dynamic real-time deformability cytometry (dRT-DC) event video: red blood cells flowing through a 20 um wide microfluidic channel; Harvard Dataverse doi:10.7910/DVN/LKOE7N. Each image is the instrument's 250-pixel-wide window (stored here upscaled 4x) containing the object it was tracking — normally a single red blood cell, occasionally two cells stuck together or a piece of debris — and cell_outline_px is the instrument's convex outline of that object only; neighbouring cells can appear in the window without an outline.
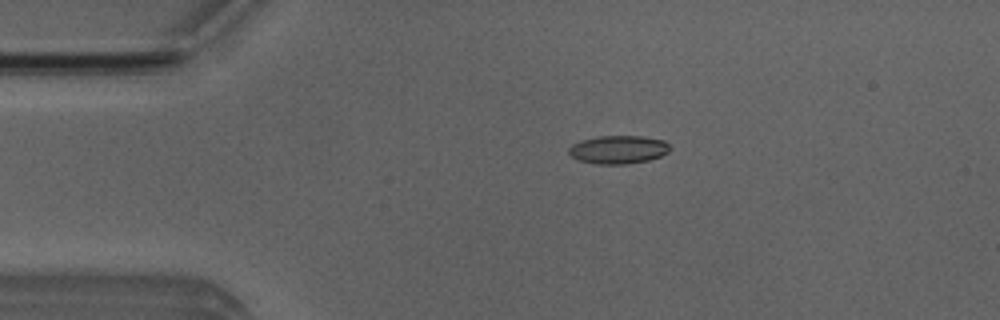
{"species": "Egyptian fruit bat (a non-hibernating species)", "species_latin": "Rousettus aegyptiacus", "temperature_condition": "room temperature", "stored_images_in_passage": 44, "camera_frame_rate_fps": 3000, "um_per_image_px": 0.085, "animal": {"sex": "male"}, "frame": {"image": 1, "passage_image": 2, "time_ms": 0.333, "image_size_px": [1000, 320], "cell_outline_px": [[668, 152], [660, 156], [648, 160], [628, 164], [596, 164], [580, 160], [572, 156], [568, 152], [568, 148], [572, 144], [580, 140], [600, 136], [644, 136], [664, 140], [668, 144]], "centroid_in_image_um": [52.54, 12.71], "position_along_channel_um": 32.5, "area_um2": 16.59}}
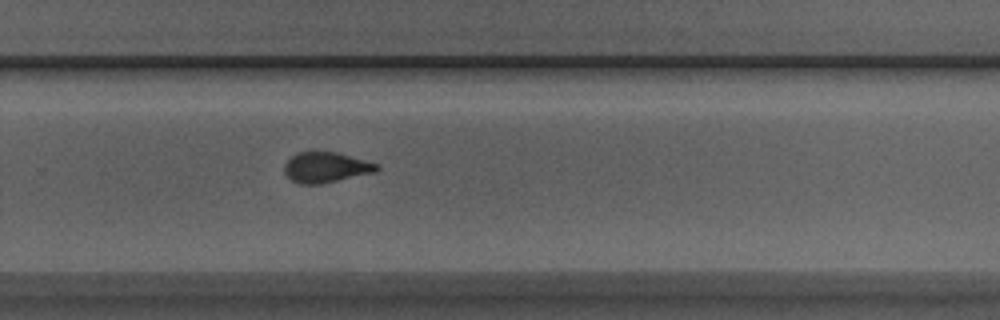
{"frame": {"image": 2, "passage_image": 26, "time_ms": 8.333, "image_size_px": [1000, 320], "cell_outline_px": [[380, 168], [376, 172], [320, 184], [300, 184], [292, 180], [284, 172], [284, 164], [296, 152], [336, 152], [364, 160], [376, 164]], "centroid_in_image_um": [27.68, 14.23], "position_along_channel_um": 302.1, "area_um2": 16.18}}
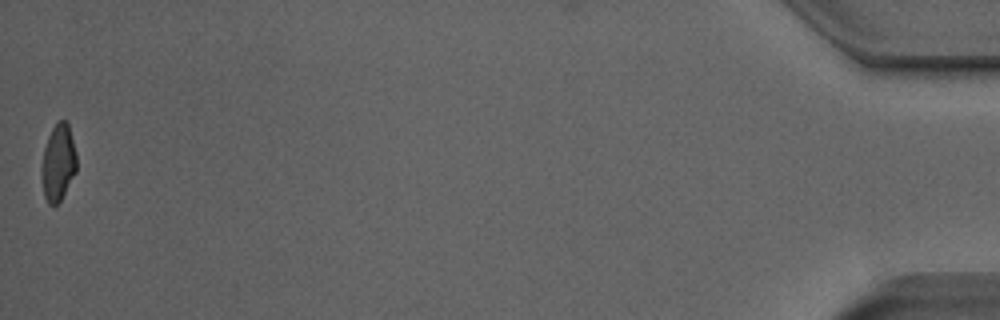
{"frame": {"image": 3, "passage_image": 44, "time_ms": 14.333, "image_size_px": [1000, 320], "cell_outline_px": [[76, 172], [60, 200], [56, 204], [48, 204], [44, 196], [44, 148], [48, 136], [56, 120], [64, 120], [68, 124], [76, 152]], "centroid_in_image_um": [4.99, 13.77], "position_along_channel_um": 430.2, "area_um2": 14.97}, "authors_computed_cell_mechanics": {"area_um2": 16.4152, "velocity_mm_per_s": 3.8755, "shape_relaxation_time_tau1_ms": 5.9161, "shape_relaxation_time_tau2_ms": 0.8668, "deformation_change_tau1": 0.1774, "deformation_change_tau2": 0.0656}}